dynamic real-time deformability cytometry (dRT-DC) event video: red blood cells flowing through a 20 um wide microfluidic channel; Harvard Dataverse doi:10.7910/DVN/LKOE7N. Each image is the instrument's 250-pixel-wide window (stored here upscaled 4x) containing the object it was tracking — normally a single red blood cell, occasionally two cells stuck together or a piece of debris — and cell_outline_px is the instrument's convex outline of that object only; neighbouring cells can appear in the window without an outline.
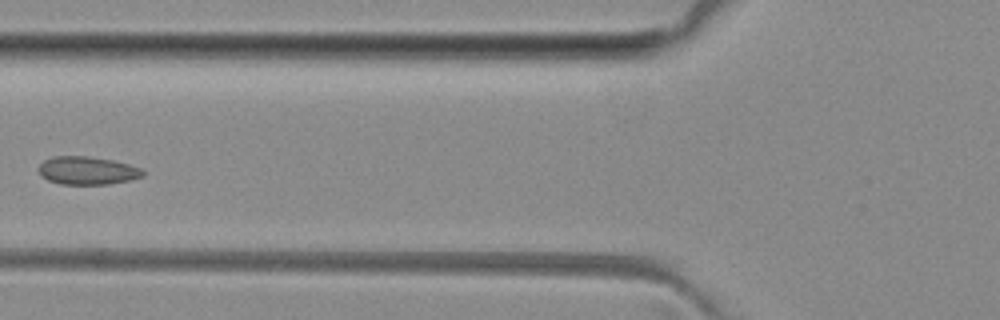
{"species": "common noctule bat (a hibernating species)", "species_latin": "Nyctalus noctula", "temperature_condition": "room temperature", "stored_images_in_passage": 6, "camera_frame_rate_fps": 3000, "um_per_image_px": 0.085, "animal": {"sex": "female", "body_mass_g": 29.2, "forearm_length_mm": 56.3}, "frame": {"image": 1, "passage_image": 5, "time_ms": 4.667, "image_size_px": [1000, 320], "cell_outline_px": [[144, 176], [132, 180], [108, 184], [60, 184], [48, 180], [40, 176], [36, 168], [44, 160], [52, 156], [88, 156], [112, 160], [144, 168]], "centroid_in_image_um": [7.42, 14.5], "position_along_channel_um": 118.4, "area_um2": 17.34}}
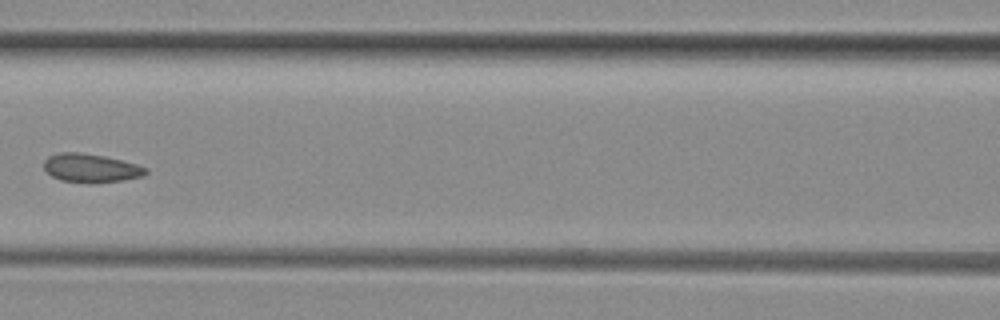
{"frame": {"image": 2, "passage_image": 6, "time_ms": 5.667, "image_size_px": [1000, 320], "cell_outline_px": [[148, 172], [144, 176], [120, 180], [88, 184], [60, 180], [52, 176], [44, 168], [44, 160], [48, 156], [60, 152], [80, 152], [104, 156], [136, 164], [148, 168]], "centroid_in_image_um": [7.71, 14.29], "position_along_channel_um": 158.9, "area_um2": 17.05}}